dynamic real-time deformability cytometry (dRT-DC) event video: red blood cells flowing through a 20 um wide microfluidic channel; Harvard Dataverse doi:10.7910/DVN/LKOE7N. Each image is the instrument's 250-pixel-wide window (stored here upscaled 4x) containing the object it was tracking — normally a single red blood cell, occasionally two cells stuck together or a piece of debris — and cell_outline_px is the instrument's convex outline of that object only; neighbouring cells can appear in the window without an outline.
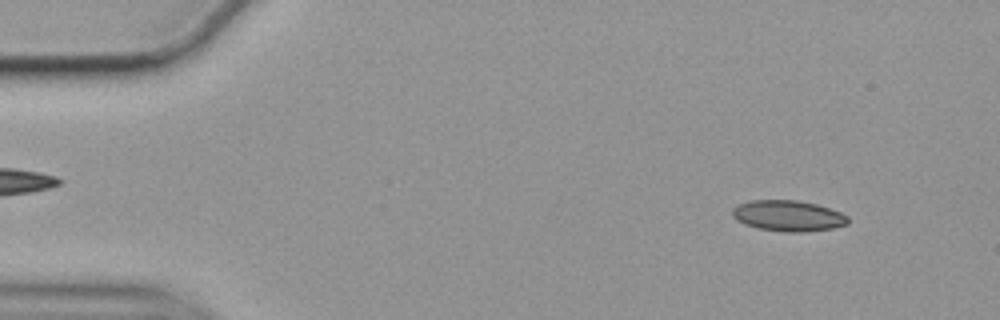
{"species": "common noctule bat (a hibernating species)", "species_latin": "Nyctalus noctula", "temperature_condition": "cold", "stored_images_in_passage": 56, "camera_frame_rate_fps": 3000, "um_per_image_px": 0.085, "animal": {"sex": "female", "body_mass_g": 19.9}, "frame": {"image": 1, "passage_image": 5, "time_ms": 1.333, "image_size_px": [1000, 320], "cell_outline_px": [[848, 224], [832, 228], [804, 232], [784, 232], [756, 228], [744, 224], [736, 220], [732, 216], [732, 208], [736, 204], [748, 200], [796, 200], [816, 204], [840, 212], [848, 216]], "centroid_in_image_um": [66.94, 18.34], "position_along_channel_um": 18.1, "area_um2": 20.98}}
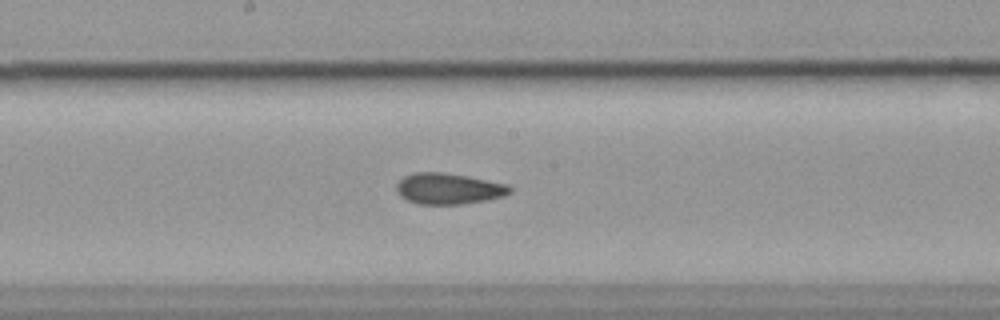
{"frame": {"image": 2, "passage_image": 29, "time_ms": 9.333, "image_size_px": [1000, 320], "cell_outline_px": [[512, 192], [504, 196], [484, 200], [460, 204], [420, 204], [408, 200], [400, 196], [396, 192], [396, 184], [404, 176], [416, 172], [444, 172], [468, 176], [508, 184], [512, 188]], "centroid_in_image_um": [38.13, 16.03], "position_along_channel_um": 210.1, "area_um2": 20.52}}
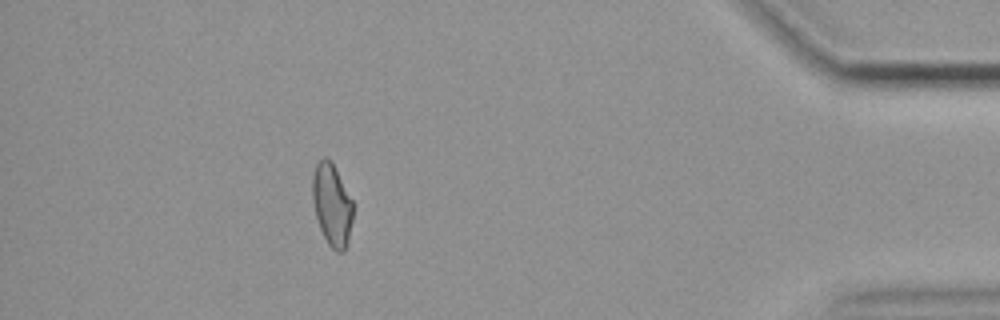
{"frame": {"image": 3, "passage_image": 50, "time_ms": 16.333, "image_size_px": [1000, 320], "cell_outline_px": [[352, 220], [348, 244], [344, 252], [336, 252], [328, 244], [320, 228], [316, 216], [312, 200], [312, 176], [316, 164], [324, 156], [328, 156], [332, 160], [352, 200]], "centroid_in_image_um": [28.21, 17.38], "position_along_channel_um": 407.0, "area_um2": 19.59}, "authors_computed_cell_mechanics": {"area_um2": 20.4034, "velocity_mm_per_s": 3.5305, "shape_relaxation_time_tau1_ms": null, "shape_relaxation_time_tau2_ms": 3.1583, "deformation_change_tau1": null, "deformation_change_tau2": 0.0852}}